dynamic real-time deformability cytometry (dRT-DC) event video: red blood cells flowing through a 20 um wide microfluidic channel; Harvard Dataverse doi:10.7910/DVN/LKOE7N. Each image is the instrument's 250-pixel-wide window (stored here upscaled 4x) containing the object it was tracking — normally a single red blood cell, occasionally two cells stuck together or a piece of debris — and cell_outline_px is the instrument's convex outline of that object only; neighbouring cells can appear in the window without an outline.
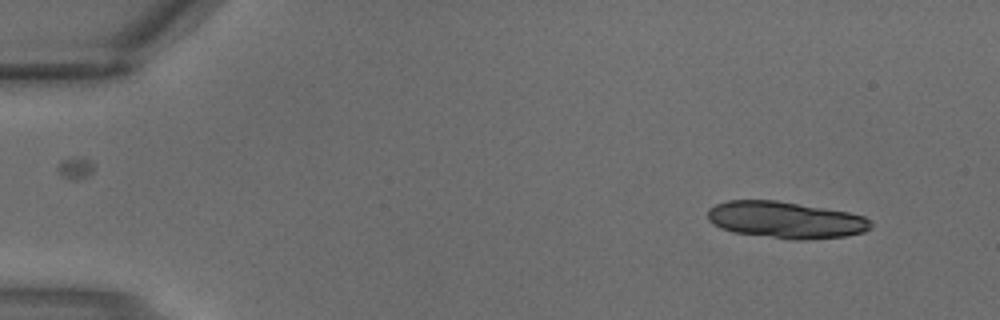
{"species": "common noctule bat (a hibernating species)", "species_latin": "Nyctalus noctula", "temperature_condition": "warm", "stored_images_in_passage": 2, "camera_frame_rate_fps": 3000, "um_per_image_px": 0.085, "animal": {"sex": "male", "body_mass_g": 18.8}, "frame": {"image": 1, "passage_image": 2, "time_ms": 0.333, "image_size_px": [1000, 320], "cell_outline_px": [[872, 228], [864, 232], [844, 236], [804, 240], [792, 240], [732, 232], [720, 228], [712, 224], [708, 220], [708, 208], [716, 204], [728, 200], [776, 200], [848, 212], [864, 216], [872, 224]], "centroid_in_image_um": [66.75, 18.7], "position_along_channel_um": 18.3, "area_um2": 35.03}}